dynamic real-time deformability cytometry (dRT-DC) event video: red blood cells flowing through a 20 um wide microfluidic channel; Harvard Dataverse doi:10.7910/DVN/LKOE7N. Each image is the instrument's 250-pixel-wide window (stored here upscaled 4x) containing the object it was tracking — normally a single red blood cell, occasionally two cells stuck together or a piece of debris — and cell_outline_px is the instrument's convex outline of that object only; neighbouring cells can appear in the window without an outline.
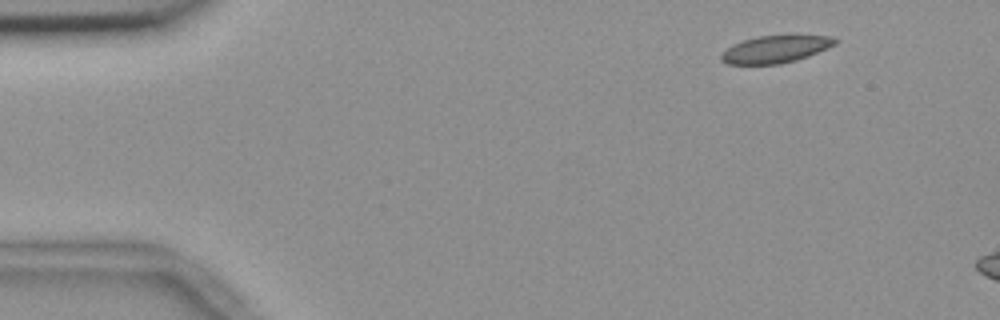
{"species": "common noctule bat (a hibernating species)", "species_latin": "Nyctalus noctula", "temperature_condition": "room temperature", "stored_images_in_passage": 6, "camera_frame_rate_fps": 3000, "um_per_image_px": 0.085, "animal": {"sex": "female", "body_mass_g": 18.4}, "frame": {"image": 1, "passage_image": 1, "time_ms": 0.0, "image_size_px": [1000, 320], "cell_outline_px": [[840, 40], [836, 44], [828, 48], [808, 56], [796, 60], [780, 64], [728, 64], [720, 60], [720, 56], [732, 44], [756, 36], [832, 36]], "centroid_in_image_um": [65.93, 4.19], "position_along_channel_um": 19.1, "area_um2": 17.98}}